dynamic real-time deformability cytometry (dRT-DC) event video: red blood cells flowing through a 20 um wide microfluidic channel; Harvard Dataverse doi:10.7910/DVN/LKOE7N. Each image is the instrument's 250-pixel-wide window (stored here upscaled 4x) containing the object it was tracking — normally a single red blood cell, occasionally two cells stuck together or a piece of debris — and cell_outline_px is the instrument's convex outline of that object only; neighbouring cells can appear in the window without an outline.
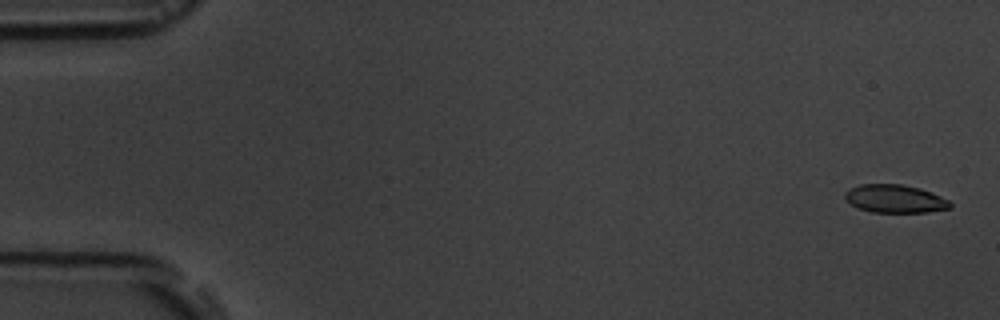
{"species": "common noctule bat (a hibernating species)", "species_latin": "Nyctalus noctula", "temperature_condition": "room temperature", "stored_images_in_passage": 6, "segment_of_instrument_passage": [2, 2], "camera_frame_rate_fps": 3000, "um_per_image_px": 0.085, "animal": {"sex": "male", "body_mass_g": 19.5, "forearm_length_mm": 54.6}, "frame": {"image": 1, "passage_image": 6, "time_ms": 7.667, "image_size_px": [1000, 320], "cell_outline_px": [[952, 208], [928, 212], [872, 212], [860, 208], [852, 204], [844, 196], [844, 192], [848, 188], [860, 184], [900, 184], [920, 188], [932, 192], [948, 200], [952, 204]], "centroid_in_image_um": [76.09, 16.88], "position_along_channel_um": 8.9, "area_um2": 17.22}}